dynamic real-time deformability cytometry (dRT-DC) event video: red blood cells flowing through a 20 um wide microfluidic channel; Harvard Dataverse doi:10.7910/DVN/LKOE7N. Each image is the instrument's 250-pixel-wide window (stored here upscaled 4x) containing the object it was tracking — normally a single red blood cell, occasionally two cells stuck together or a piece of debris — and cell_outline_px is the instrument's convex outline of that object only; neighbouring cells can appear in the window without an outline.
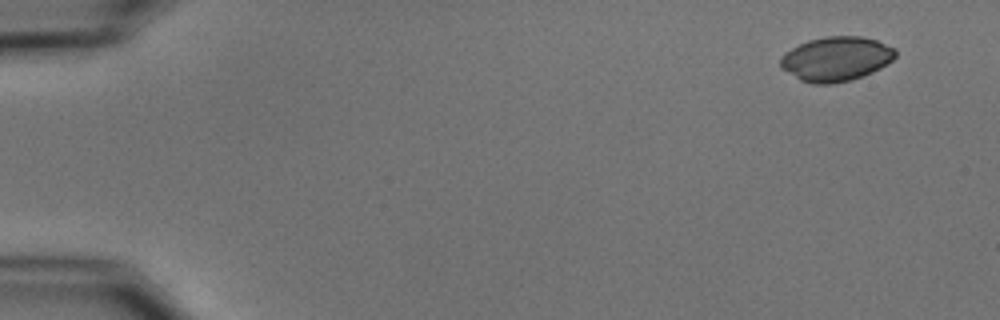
{"species": "common noctule bat (a hibernating species)", "species_latin": "Nyctalus noctula", "temperature_condition": "cold", "stored_images_in_passage": 10, "camera_frame_rate_fps": 3000, "um_per_image_px": 0.085, "animal": {"sex": "male", "body_mass_g": 15.6}, "frame": {"image": 1, "passage_image": 1, "time_ms": 0.0, "image_size_px": [1000, 320], "cell_outline_px": [[896, 56], [892, 60], [880, 68], [872, 72], [852, 80], [832, 84], [812, 84], [800, 80], [784, 68], [780, 64], [780, 56], [784, 52], [808, 40], [824, 36], [860, 36], [876, 40], [896, 48]], "centroid_in_image_um": [71.08, 5.0], "position_along_channel_um": 13.9, "area_um2": 29.77}}
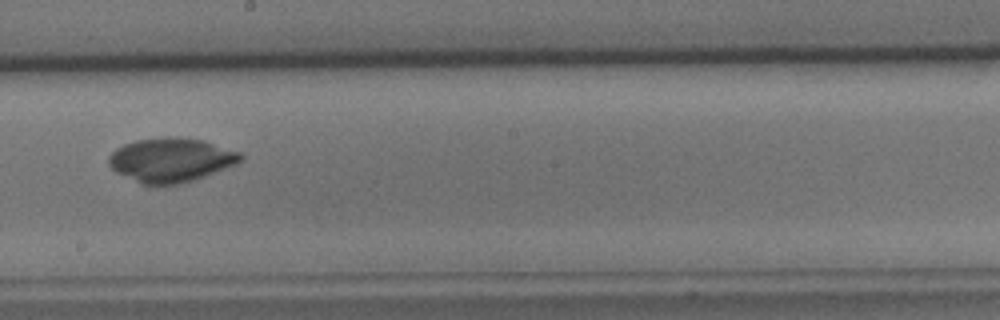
{"frame": {"image": 2, "passage_image": 9, "time_ms": 9.333, "image_size_px": [1000, 320], "cell_outline_px": [[244, 156], [236, 164], [204, 176], [180, 184], [144, 184], [116, 172], [108, 164], [108, 156], [116, 148], [124, 144], [136, 140], [164, 136], [168, 136], [204, 140], [240, 152]], "centroid_in_image_um": [14.52, 13.57], "position_along_channel_um": 233.7, "area_um2": 33.64}}
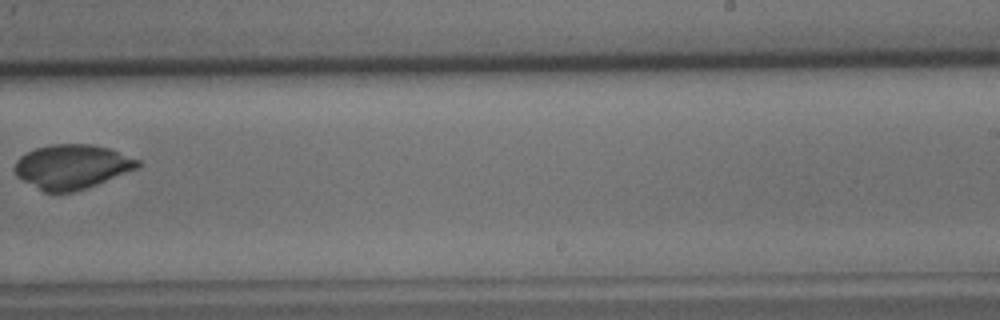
{"frame": {"image": 3, "passage_image": 10, "time_ms": 10.667, "image_size_px": [1000, 320], "cell_outline_px": [[140, 168], [96, 184], [72, 192], [44, 192], [16, 176], [12, 168], [16, 160], [24, 152], [36, 148], [52, 144], [92, 144], [108, 148], [140, 160]], "centroid_in_image_um": [6.09, 14.16], "position_along_channel_um": 282.9, "area_um2": 31.85}}